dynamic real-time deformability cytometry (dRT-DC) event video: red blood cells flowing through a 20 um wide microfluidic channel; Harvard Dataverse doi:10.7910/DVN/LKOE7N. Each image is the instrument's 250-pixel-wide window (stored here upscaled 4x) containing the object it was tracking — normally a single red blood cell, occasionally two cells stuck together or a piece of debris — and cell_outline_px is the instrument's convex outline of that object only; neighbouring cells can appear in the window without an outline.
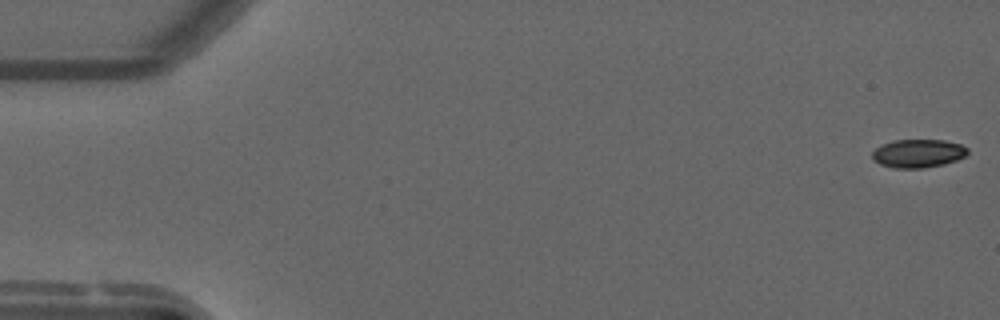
{"species": "common noctule bat (a hibernating species)", "species_latin": "Nyctalus noctula", "temperature_condition": "warm", "stored_images_in_passage": 4, "camera_frame_rate_fps": 3000, "um_per_image_px": 0.085, "animal": {"sex": "male", "forearm_length_mm": 52.5}, "frame": {"image": 1, "passage_image": 1, "time_ms": 0.0, "image_size_px": [1000, 320], "cell_outline_px": [[968, 152], [964, 156], [956, 160], [944, 164], [920, 168], [892, 168], [880, 164], [872, 160], [872, 152], [880, 144], [892, 140], [944, 140], [960, 144], [968, 148]], "centroid_in_image_um": [77.99, 13.03], "position_along_channel_um": 7.0, "area_um2": 15.84}}